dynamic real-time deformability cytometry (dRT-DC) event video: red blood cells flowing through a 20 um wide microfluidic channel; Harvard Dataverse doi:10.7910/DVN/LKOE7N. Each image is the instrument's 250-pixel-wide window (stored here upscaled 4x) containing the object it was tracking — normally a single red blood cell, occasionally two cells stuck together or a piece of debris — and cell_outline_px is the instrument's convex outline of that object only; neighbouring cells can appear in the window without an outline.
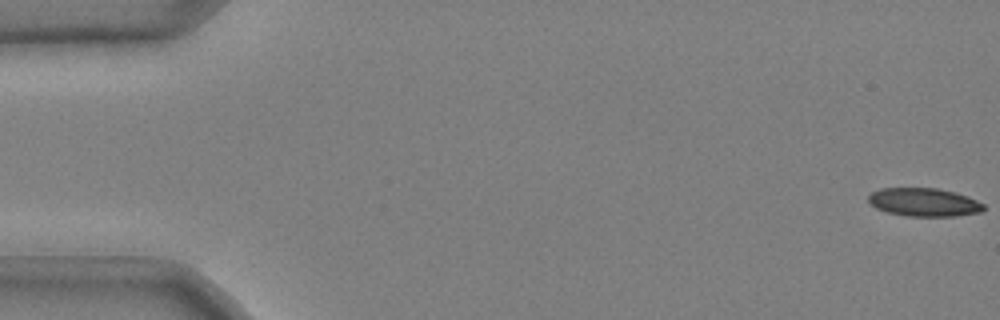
{"species": "common noctule bat (a hibernating species)", "species_latin": "Nyctalus noctula", "temperature_condition": "cold", "stored_images_in_passage": 22, "camera_frame_rate_fps": 3000, "um_per_image_px": 0.085, "animal": {"sex": "male", "body_mass_g": 20.4}, "frame": {"image": 1, "passage_image": 1, "time_ms": 0.0, "image_size_px": [1000, 320], "cell_outline_px": [[984, 208], [980, 212], [956, 216], [908, 216], [888, 212], [876, 208], [868, 200], [868, 196], [872, 192], [880, 188], [936, 188], [956, 192], [968, 196], [984, 204]], "centroid_in_image_um": [78.55, 17.18], "position_along_channel_um": 6.5, "area_um2": 18.96}}